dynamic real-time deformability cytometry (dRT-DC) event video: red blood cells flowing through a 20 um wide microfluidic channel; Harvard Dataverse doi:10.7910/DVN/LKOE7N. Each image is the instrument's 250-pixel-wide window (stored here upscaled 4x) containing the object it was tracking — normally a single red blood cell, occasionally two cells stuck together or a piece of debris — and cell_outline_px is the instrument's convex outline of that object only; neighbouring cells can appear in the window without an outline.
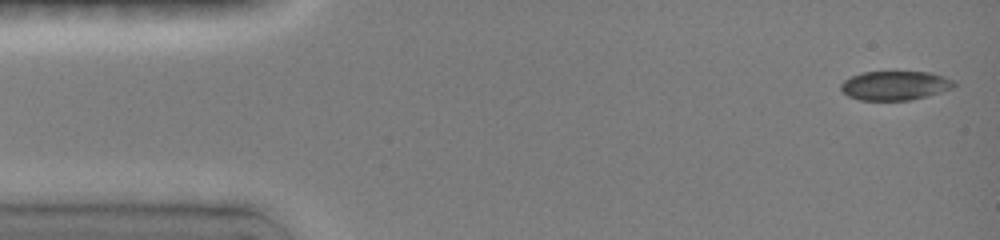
{"species": "common noctule bat (a hibernating species)", "species_latin": "Nyctalus noctula", "temperature_condition": "room temperature", "stored_images_in_passage": 7, "camera_frame_rate_fps": 3000, "um_per_image_px": 0.085, "animal": {"sex": "female", "body_mass_g": 19.0, "forearm_length_mm": 51.5}, "frame": {"image": 1, "passage_image": 1, "time_ms": 0.0, "image_size_px": [1000, 240], "cell_outline_px": [[956, 84], [952, 88], [940, 92], [908, 100], [860, 100], [848, 96], [840, 88], [840, 84], [844, 80], [860, 72], [928, 72], [944, 76], [952, 80]], "centroid_in_image_um": [76.04, 7.26], "position_along_channel_um": 9.0, "area_um2": 19.02}}
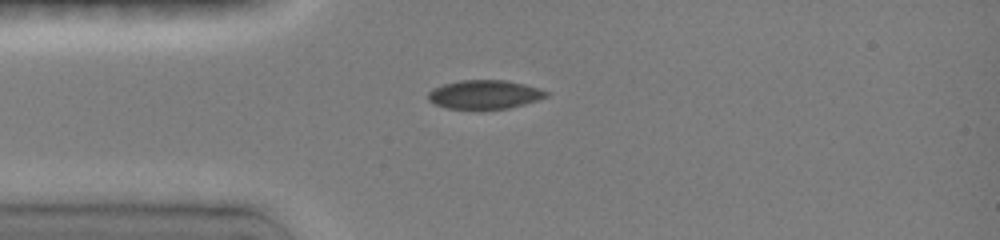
{"frame": {"image": 2, "passage_image": 5, "time_ms": 3.333, "image_size_px": [1000, 240], "cell_outline_px": [[548, 96], [524, 104], [508, 108], [480, 112], [476, 112], [448, 108], [432, 104], [428, 100], [428, 92], [444, 84], [460, 80], [504, 80], [524, 84], [548, 92]], "centroid_in_image_um": [41.13, 8.08], "position_along_channel_um": 43.9, "area_um2": 20.35}}